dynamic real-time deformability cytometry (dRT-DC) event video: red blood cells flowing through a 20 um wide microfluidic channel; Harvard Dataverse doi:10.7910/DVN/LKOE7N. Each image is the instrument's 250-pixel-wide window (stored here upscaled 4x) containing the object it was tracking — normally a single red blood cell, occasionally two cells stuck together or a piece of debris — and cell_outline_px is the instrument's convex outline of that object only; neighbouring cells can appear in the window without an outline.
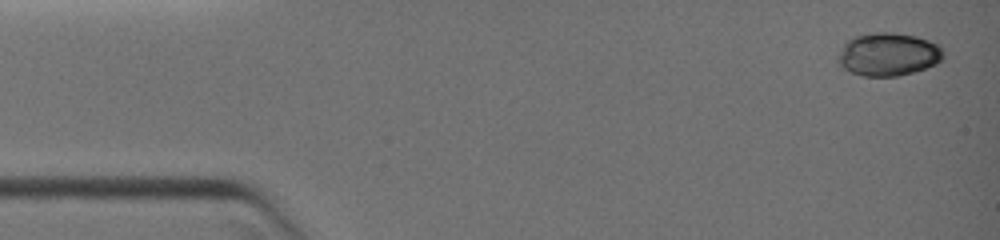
{"species": "common noctule bat (a hibernating species)", "species_latin": "Nyctalus noctula", "temperature_condition": "warm", "stored_images_in_passage": 4, "camera_frame_rate_fps": 3000, "um_per_image_px": 0.085, "animal": {"sex": "female", "body_mass_g": 19.0, "forearm_length_mm": 51.5}, "frame": {"image": 1, "passage_image": 1, "time_ms": 0.0, "image_size_px": [1000, 240], "cell_outline_px": [[944, 56], [936, 64], [912, 72], [896, 76], [864, 76], [852, 72], [836, 64], [836, 56], [840, 48], [852, 36], [872, 32], [892, 32], [916, 36], [940, 44]], "centroid_in_image_um": [75.46, 4.6], "position_along_channel_um": 9.5, "area_um2": 26.7}}
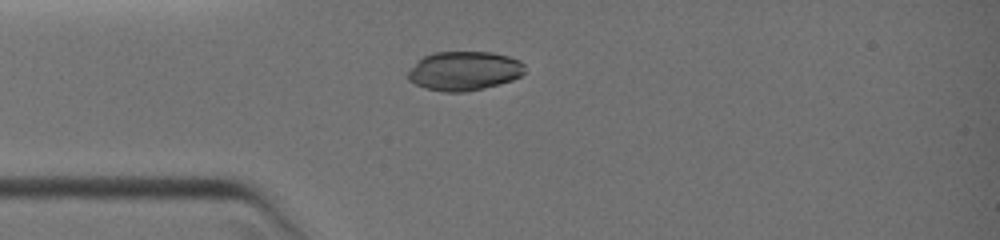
{"frame": {"image": 2, "passage_image": 4, "time_ms": 3.0, "image_size_px": [1000, 240], "cell_outline_px": [[524, 72], [520, 76], [512, 80], [500, 84], [484, 88], [464, 92], [444, 92], [424, 88], [408, 80], [408, 72], [424, 56], [436, 52], [492, 52], [508, 56], [520, 60], [524, 64]], "centroid_in_image_um": [39.48, 6.03], "position_along_channel_um": 45.5, "area_um2": 26.53}}